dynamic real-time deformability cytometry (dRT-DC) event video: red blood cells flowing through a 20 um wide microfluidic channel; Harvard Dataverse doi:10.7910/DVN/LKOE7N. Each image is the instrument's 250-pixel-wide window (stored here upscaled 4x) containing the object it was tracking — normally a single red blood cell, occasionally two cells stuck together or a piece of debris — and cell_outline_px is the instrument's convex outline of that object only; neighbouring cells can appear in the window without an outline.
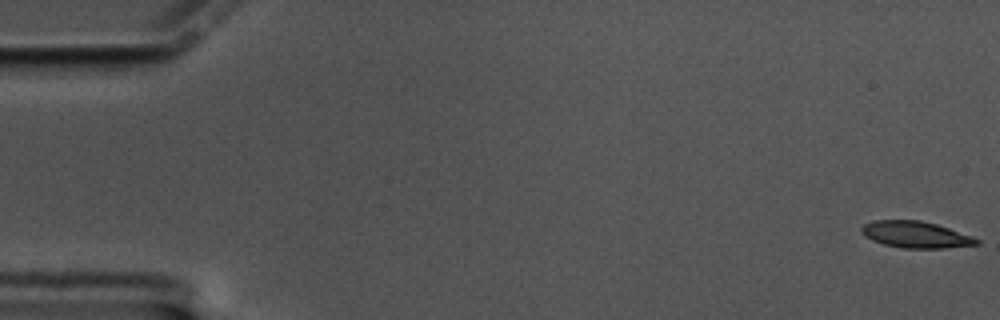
{"species": "common noctule bat (a hibernating species)", "species_latin": "Nyctalus noctula", "temperature_condition": "cold", "stored_images_in_passage": 60, "camera_frame_rate_fps": 3000, "um_per_image_px": 0.085, "animal": {"sex": "male", "body_mass_g": 17.5, "forearm_length_mm": 52.3}, "frame": {"image": 1, "passage_image": 1, "time_ms": 0.0, "image_size_px": [1000, 320], "cell_outline_px": [[980, 244], [944, 248], [904, 248], [884, 244], [872, 240], [864, 236], [860, 232], [860, 228], [864, 224], [876, 220], [920, 220], [936, 224], [972, 236], [980, 240]], "centroid_in_image_um": [77.82, 19.94], "position_along_channel_um": 7.2, "area_um2": 17.74}}
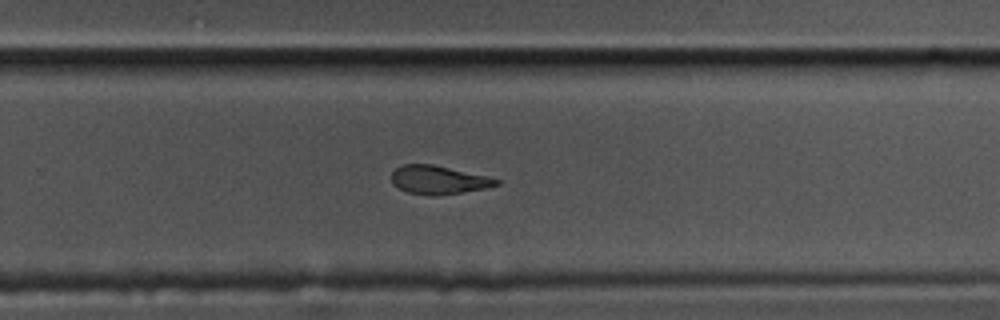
{"frame": {"image": 2, "passage_image": 39, "time_ms": 12.667, "image_size_px": [1000, 320], "cell_outline_px": [[500, 184], [484, 188], [436, 196], [428, 196], [408, 192], [392, 184], [392, 172], [400, 164], [432, 164], [488, 176], [500, 180]], "centroid_in_image_um": [37.25, 15.28], "position_along_channel_um": 292.6, "area_um2": 17.34}}
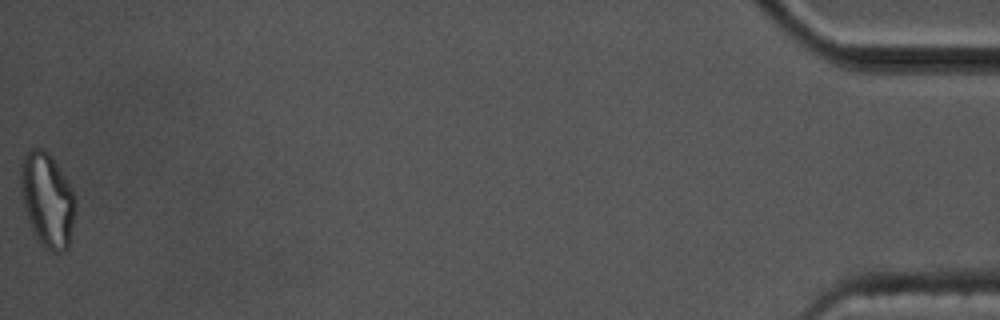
{"frame": {"image": 3, "passage_image": 60, "time_ms": 19.667, "image_size_px": [1000, 320], "cell_outline_px": [[76, 212], [68, 248], [64, 252], [52, 252], [44, 248], [40, 244], [28, 220], [20, 192], [20, 164], [24, 156], [32, 148], [44, 148], [52, 156], [60, 168], [72, 188], [76, 196]], "centroid_in_image_um": [4.04, 16.99], "position_along_channel_um": 431.2, "area_um2": 30.58}, "authors_computed_cell_mechanics": {"area_um2": 18.5538, "velocity_mm_per_s": 3.3871, "shape_relaxation_time_tau1_ms": null, "shape_relaxation_time_tau2_ms": 4.4251, "deformation_change_tau1": null, "deformation_change_tau2": 0.1412}}